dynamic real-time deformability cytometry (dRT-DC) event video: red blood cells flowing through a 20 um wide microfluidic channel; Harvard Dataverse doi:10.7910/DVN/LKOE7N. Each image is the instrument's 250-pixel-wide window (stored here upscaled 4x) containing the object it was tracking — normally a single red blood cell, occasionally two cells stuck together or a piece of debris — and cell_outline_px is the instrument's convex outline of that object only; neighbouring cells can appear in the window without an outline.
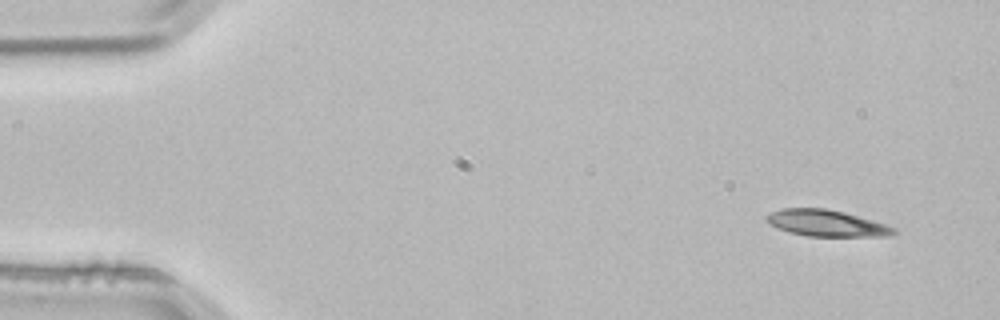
{"species": "common noctule bat (a hibernating species)", "species_latin": "Nyctalus noctula", "temperature_condition": "room temperature", "stored_images_in_passage": 3, "camera_frame_rate_fps": 3000, "um_per_image_px": 0.085, "animal": {"sex": "male", "body_mass_g": 21.5, "forearm_length_mm": 52.0}, "frame": {"image": 1, "passage_image": 1, "time_ms": 0.0, "image_size_px": [1000, 320], "cell_outline_px": [[900, 232], [888, 236], [808, 236], [788, 232], [768, 224], [764, 220], [764, 216], [772, 212], [784, 208], [824, 208], [844, 212], [872, 220], [896, 228]], "centroid_in_image_um": [70.23, 18.97], "position_along_channel_um": 14.8, "area_um2": 19.65}}
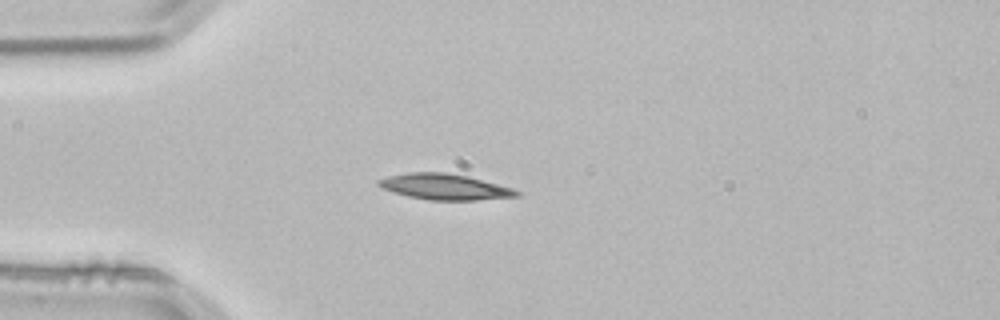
{"frame": {"image": 2, "passage_image": 3, "time_ms": 0.667, "image_size_px": [1000, 320], "cell_outline_px": [[520, 196], [476, 200], [432, 200], [408, 196], [380, 188], [376, 184], [376, 180], [388, 176], [408, 172], [448, 172], [468, 176], [512, 188], [520, 192]], "centroid_in_image_um": [37.76, 15.87], "position_along_channel_um": 47.2, "area_um2": 20.81}}